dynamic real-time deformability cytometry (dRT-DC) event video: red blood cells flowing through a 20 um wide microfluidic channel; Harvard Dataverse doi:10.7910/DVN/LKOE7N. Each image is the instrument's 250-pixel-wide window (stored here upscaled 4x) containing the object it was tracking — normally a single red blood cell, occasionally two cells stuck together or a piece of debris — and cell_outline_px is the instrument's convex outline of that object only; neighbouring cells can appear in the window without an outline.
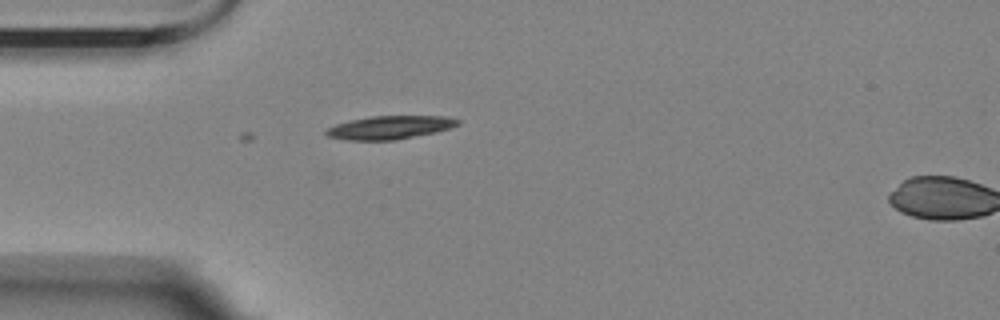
{"species": "Egyptian fruit bat (a non-hibernating species)", "species_latin": "Rousettus aegyptiacus", "temperature_condition": "room temperature", "stored_images_in_passage": 3, "camera_frame_rate_fps": 3000, "um_per_image_px": 0.085, "animal": {"sex": "female"}, "frame": {"image": 1, "passage_image": 3, "time_ms": 0.667, "image_size_px": [1000, 320], "cell_outline_px": [[460, 124], [436, 132], [392, 140], [348, 140], [328, 136], [324, 132], [328, 128], [336, 124], [348, 120], [372, 116], [448, 116], [460, 120]], "centroid_in_image_um": [33.13, 10.82], "position_along_channel_um": 51.9, "area_um2": 17.74}}